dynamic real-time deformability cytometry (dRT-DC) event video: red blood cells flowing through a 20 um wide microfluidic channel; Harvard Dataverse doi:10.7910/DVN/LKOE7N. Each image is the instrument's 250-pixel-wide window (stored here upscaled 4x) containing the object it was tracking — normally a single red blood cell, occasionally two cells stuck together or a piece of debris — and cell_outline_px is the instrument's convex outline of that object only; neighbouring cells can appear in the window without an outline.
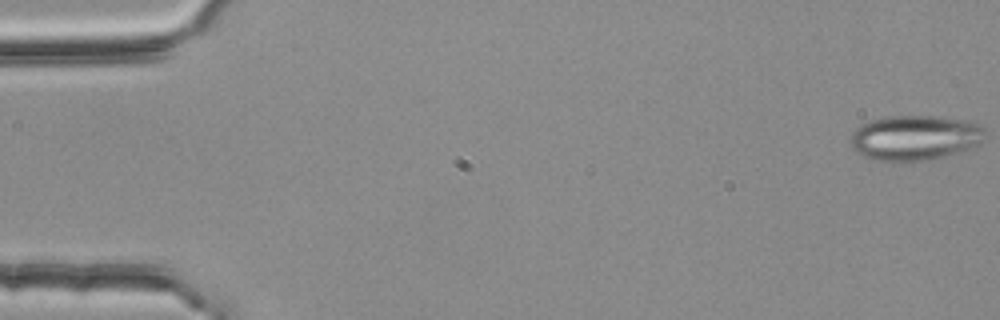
{"species": "common noctule bat (a hibernating species)", "species_latin": "Nyctalus noctula", "temperature_condition": "room temperature", "stored_images_in_passage": 55, "camera_frame_rate_fps": 3000, "um_per_image_px": 0.085, "animal": {"sex": "female", "body_mass_g": 25.1}, "frame": {"image": 1, "passage_image": 1, "time_ms": 0.0, "image_size_px": [1000, 320], "cell_outline_px": [[984, 140], [976, 148], [912, 164], [892, 164], [872, 160], [860, 156], [852, 148], [848, 140], [852, 132], [856, 128], [872, 120], [884, 116], [936, 116], [972, 120], [980, 124], [984, 128]], "centroid_in_image_um": [77.76, 11.76], "position_along_channel_um": 7.2, "area_um2": 36.99}}
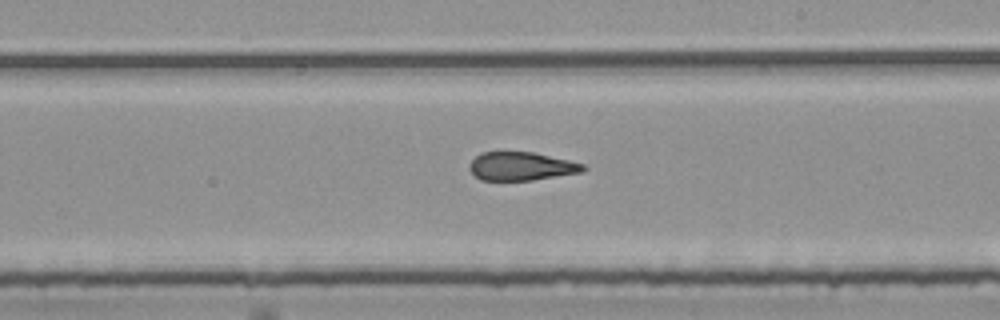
{"frame": {"image": 2, "passage_image": 32, "time_ms": 10.333, "image_size_px": [1000, 320], "cell_outline_px": [[588, 168], [580, 172], [532, 180], [480, 180], [468, 168], [468, 164], [476, 156], [484, 152], [532, 152], [568, 160], [584, 164]], "centroid_in_image_um": [44.29, 14.13], "position_along_channel_um": 244.7, "area_um2": 18.61}}
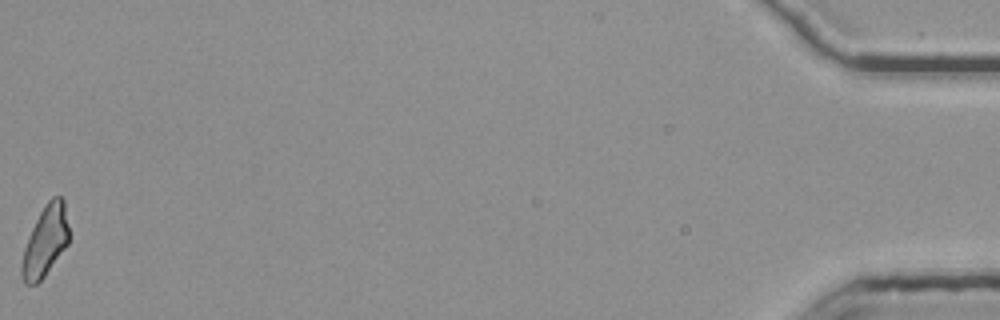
{"frame": {"image": 3, "passage_image": 55, "time_ms": 18.0, "image_size_px": [1000, 320], "cell_outline_px": [[68, 244], [44, 276], [36, 284], [24, 284], [20, 276], [20, 264], [24, 248], [32, 228], [40, 212], [48, 200], [52, 196], [60, 196], [64, 200], [68, 228]], "centroid_in_image_um": [3.82, 20.52], "position_along_channel_um": 431.4, "area_um2": 19.25}, "authors_computed_cell_mechanics": {"area_um2": 20.4612, "velocity_mm_per_s": 3.7807, "shape_relaxation_time_tau1_ms": null, "shape_relaxation_time_tau2_ms": 2.4575, "deformation_change_tau1": null, "deformation_change_tau2": 0.1281}}